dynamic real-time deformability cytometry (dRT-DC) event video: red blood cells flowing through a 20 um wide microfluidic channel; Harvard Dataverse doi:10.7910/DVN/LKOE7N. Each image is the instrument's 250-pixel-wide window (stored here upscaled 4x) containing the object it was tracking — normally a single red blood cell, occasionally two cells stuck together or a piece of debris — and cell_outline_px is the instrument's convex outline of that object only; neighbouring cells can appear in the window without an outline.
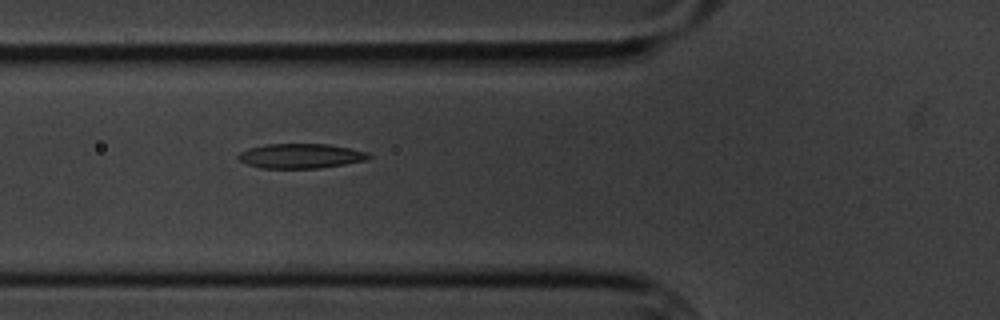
{"species": "common noctule bat (a hibernating species)", "species_latin": "Nyctalus noctula", "temperature_condition": "cold", "stored_images_in_passage": 5, "camera_frame_rate_fps": 3000, "um_per_image_px": 0.085, "animal": {"sex": "male", "body_mass_g": 20.1, "forearm_length_mm": 53.5}, "frame": {"image": 1, "passage_image": 5, "time_ms": 4.667, "image_size_px": [1000, 320], "cell_outline_px": [[372, 156], [364, 160], [344, 164], [320, 168], [260, 168], [248, 164], [240, 160], [236, 156], [240, 152], [248, 148], [268, 144], [328, 144], [352, 148], [368, 152]], "centroid_in_image_um": [25.56, 13.25], "position_along_channel_um": 100.2, "area_um2": 18.73}}